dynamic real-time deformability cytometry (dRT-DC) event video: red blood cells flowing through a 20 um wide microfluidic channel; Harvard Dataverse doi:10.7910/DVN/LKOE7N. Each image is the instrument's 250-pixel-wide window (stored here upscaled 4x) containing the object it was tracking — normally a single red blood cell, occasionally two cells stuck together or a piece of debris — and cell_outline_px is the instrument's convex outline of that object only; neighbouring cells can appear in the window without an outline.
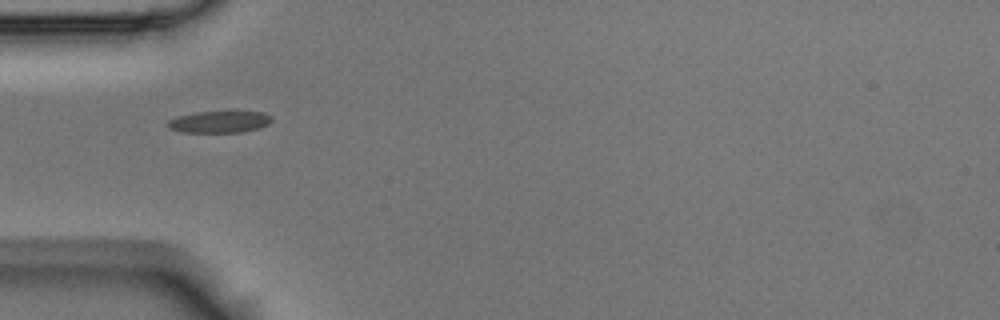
{"species": "Egyptian fruit bat (a non-hibernating species)", "species_latin": "Rousettus aegyptiacus", "temperature_condition": "room temperature", "stored_images_in_passage": 4, "camera_frame_rate_fps": 3000, "um_per_image_px": 0.085, "animal": {"sex": "male"}, "frame": {"image": 1, "passage_image": 1, "time_ms": 0.0, "image_size_px": [1000, 320], "cell_outline_px": [[272, 120], [268, 124], [256, 128], [240, 132], [180, 132], [168, 128], [164, 124], [168, 120], [176, 116], [196, 112], [264, 112], [272, 116]], "centroid_in_image_um": [18.57, 10.35], "position_along_channel_um": 66.4, "area_um2": 13.18}}
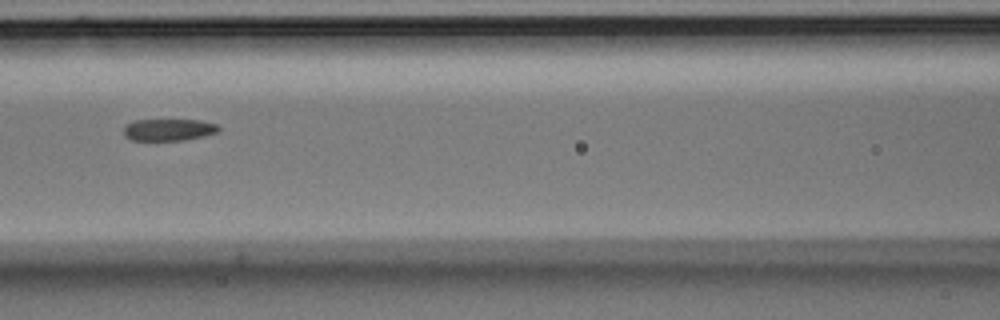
{"frame": {"image": 2, "passage_image": 3, "time_ms": 0.667, "image_size_px": [1000, 320], "cell_outline_px": [[220, 128], [216, 132], [184, 140], [132, 140], [124, 136], [124, 124], [136, 120], [200, 120], [216, 124]], "centroid_in_image_um": [14.28, 11.02], "position_along_channel_um": 152.3, "area_um2": 11.96}}
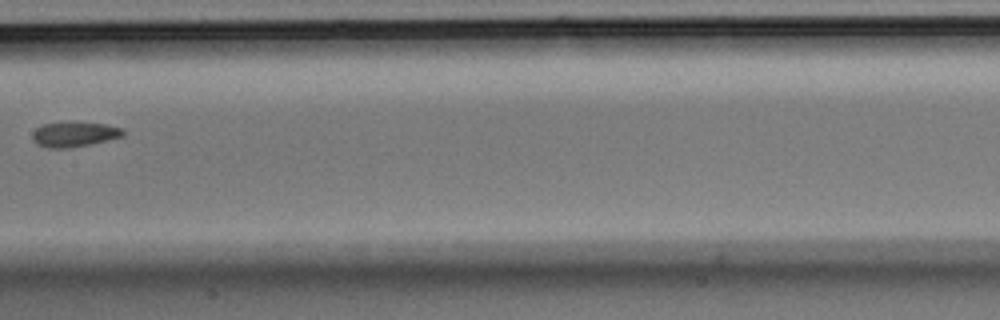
{"frame": {"image": 3, "passage_image": 4, "time_ms": 1.0, "image_size_px": [1000, 320], "cell_outline_px": [[124, 136], [88, 144], [68, 148], [48, 148], [36, 144], [32, 140], [32, 132], [36, 128], [44, 124], [104, 124], [124, 128]], "centroid_in_image_um": [6.29, 11.45], "position_along_channel_um": 201.1, "area_um2": 12.66}}